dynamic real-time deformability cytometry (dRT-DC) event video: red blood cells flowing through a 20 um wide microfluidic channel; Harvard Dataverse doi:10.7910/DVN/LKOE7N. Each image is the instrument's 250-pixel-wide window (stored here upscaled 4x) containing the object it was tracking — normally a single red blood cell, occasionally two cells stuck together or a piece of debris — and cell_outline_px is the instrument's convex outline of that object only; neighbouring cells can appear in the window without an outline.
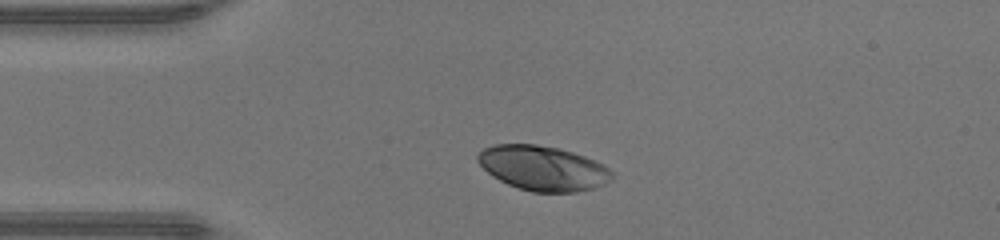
{"species": "human", "species_latin": "Homo sapiens", "temperature_condition": "warm", "stored_images_in_passage": 30, "camera_frame_rate_fps": 3000, "um_per_image_px": 0.085, "donor": {"sex": "male"}, "frame": {"image": 1, "passage_image": 1, "time_ms": 0.0, "image_size_px": [1000, 240], "cell_outline_px": [[612, 176], [604, 184], [592, 188], [576, 192], [532, 192], [508, 184], [492, 176], [476, 160], [476, 152], [484, 148], [496, 144], [536, 144], [560, 148], [584, 156], [604, 164], [612, 172]], "centroid_in_image_um": [46.12, 14.28], "position_along_channel_um": 38.9, "area_um2": 34.91}}
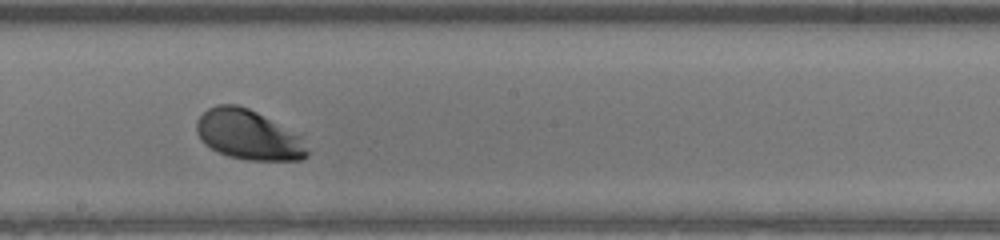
{"frame": {"image": 2, "passage_image": 16, "time_ms": 5.0, "image_size_px": [1000, 240], "cell_outline_px": [[308, 156], [300, 160], [248, 160], [228, 156], [204, 144], [200, 140], [196, 132], [196, 120], [208, 108], [216, 104], [236, 104], [248, 108], [256, 112], [300, 136], [308, 152]], "centroid_in_image_um": [21.06, 11.46], "position_along_channel_um": 227.1, "area_um2": 31.79}}
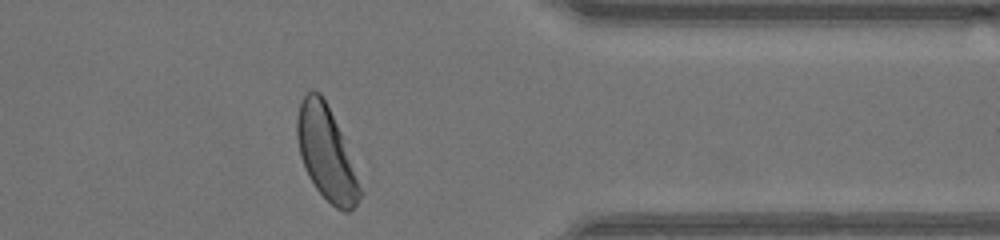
{"frame": {"image": 3, "passage_image": 28, "time_ms": 9.0, "image_size_px": [1000, 240], "cell_outline_px": [[364, 192], [356, 204], [348, 212], [344, 212], [336, 208], [316, 188], [308, 176], [300, 156], [296, 136], [296, 116], [300, 100], [312, 88], [320, 92], [340, 132]], "centroid_in_image_um": [27.71, 13.03], "position_along_channel_um": 383.7, "area_um2": 33.93}, "authors_computed_cell_mechanics": {"area_um2": 33.8708, "velocity_mm_per_s": 4.3088, "shape_relaxation_time_tau1_ms": 1.0971, "shape_relaxation_time_tau2_ms": null, "deformation_change_tau1": 0.1291, "deformation_change_tau2": null}}